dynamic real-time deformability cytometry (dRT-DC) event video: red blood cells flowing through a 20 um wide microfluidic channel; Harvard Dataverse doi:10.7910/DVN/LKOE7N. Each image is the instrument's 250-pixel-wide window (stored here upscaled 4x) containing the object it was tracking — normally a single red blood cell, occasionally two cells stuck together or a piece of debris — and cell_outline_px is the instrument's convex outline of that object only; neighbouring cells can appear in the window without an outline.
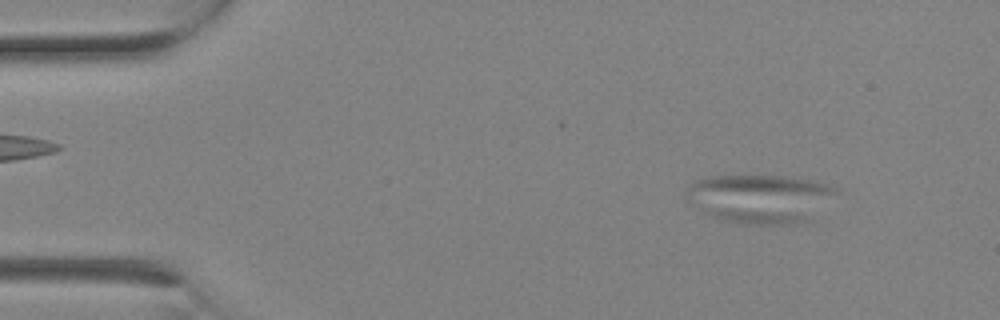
{"species": "Egyptian fruit bat (a non-hibernating species)", "species_latin": "Rousettus aegyptiacus", "temperature_condition": "room temperature", "stored_images_in_passage": 2, "camera_frame_rate_fps": 3000, "um_per_image_px": 0.085, "animal": {"sex": "female"}, "frame": {"image": 1, "passage_image": 1, "time_ms": 0.0, "image_size_px": [1000, 320], "cell_outline_px": [[840, 192], [804, 220], [796, 224], [740, 224], [720, 220], [708, 216], [688, 196], [688, 184], [696, 180], [708, 176], [780, 176], [812, 180], [828, 184], [840, 188]], "centroid_in_image_um": [64.6, 16.87], "position_along_channel_um": 20.4, "area_um2": 41.96}}